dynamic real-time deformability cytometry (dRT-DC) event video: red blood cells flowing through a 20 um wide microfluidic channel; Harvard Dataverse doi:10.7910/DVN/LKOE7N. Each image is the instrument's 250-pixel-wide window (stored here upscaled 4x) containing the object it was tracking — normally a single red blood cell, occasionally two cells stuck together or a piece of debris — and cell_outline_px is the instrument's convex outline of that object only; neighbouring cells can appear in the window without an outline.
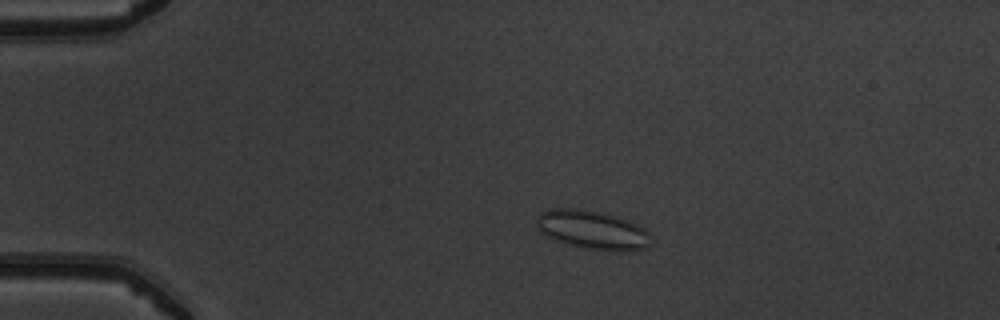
{"species": "common noctule bat (a hibernating species)", "species_latin": "Nyctalus noctula", "temperature_condition": "warm", "stored_images_in_passage": 13, "camera_frame_rate_fps": 3000, "um_per_image_px": 0.085, "animal": {"sex": "male", "body_mass_g": 19.5, "forearm_length_mm": 54.6}, "frame": {"image": 1, "passage_image": 2, "time_ms": 0.333, "image_size_px": [1000, 320], "cell_outline_px": [[652, 244], [648, 248], [624, 252], [616, 252], [588, 248], [572, 244], [544, 236], [536, 228], [536, 216], [540, 212], [548, 208], [580, 208], [604, 212], [620, 216], [640, 224], [648, 232]], "centroid_in_image_um": [50.39, 19.51], "position_along_channel_um": 34.6, "area_um2": 26.59}}
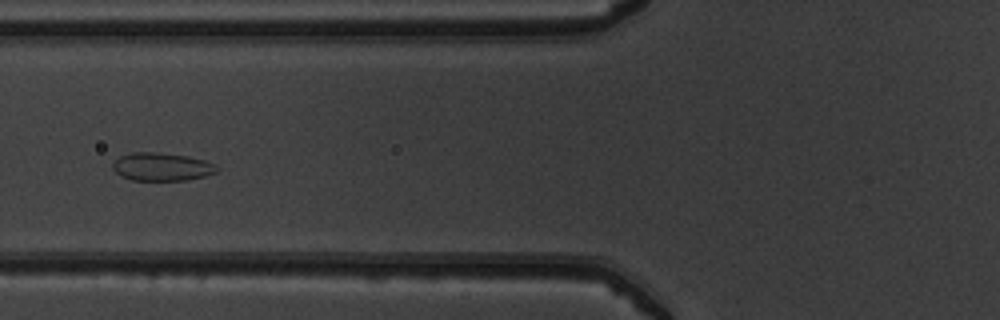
{"frame": {"image": 2, "passage_image": 12, "time_ms": 3.667, "image_size_px": [1000, 320], "cell_outline_px": [[220, 168], [216, 172], [204, 176], [188, 180], [132, 180], [120, 176], [112, 168], [112, 164], [120, 156], [132, 152], [156, 152], [188, 156], [204, 160]], "centroid_in_image_um": [13.73, 14.18], "position_along_channel_um": 112.1, "area_um2": 16.99}}